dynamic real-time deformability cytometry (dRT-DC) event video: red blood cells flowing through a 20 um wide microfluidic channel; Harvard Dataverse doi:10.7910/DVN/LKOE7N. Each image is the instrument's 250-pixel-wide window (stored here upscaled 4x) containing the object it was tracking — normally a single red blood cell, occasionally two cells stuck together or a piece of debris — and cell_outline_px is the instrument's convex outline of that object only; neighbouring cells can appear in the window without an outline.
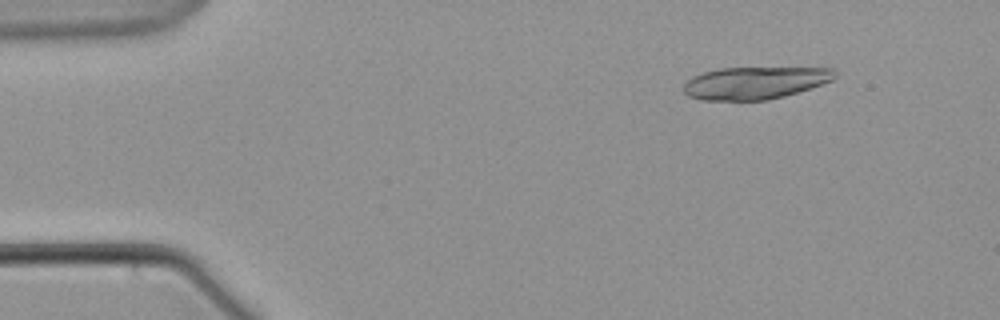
{"species": "common noctule bat (a hibernating species)", "species_latin": "Nyctalus noctula", "temperature_condition": "warm", "stored_images_in_passage": 20, "camera_frame_rate_fps": 3000, "um_per_image_px": 0.085, "animal": {"sex": "male", "body_mass_g": 21.5, "forearm_length_mm": 52.0}, "frame": {"image": 1, "passage_image": 7, "time_ms": 2.0, "image_size_px": [1000, 320], "cell_outline_px": [[836, 76], [832, 80], [784, 96], [768, 100], [704, 100], [688, 96], [684, 92], [684, 84], [692, 76], [704, 72], [720, 68], [832, 68]], "centroid_in_image_um": [64.12, 7.04], "position_along_channel_um": 20.9, "area_um2": 28.15}}